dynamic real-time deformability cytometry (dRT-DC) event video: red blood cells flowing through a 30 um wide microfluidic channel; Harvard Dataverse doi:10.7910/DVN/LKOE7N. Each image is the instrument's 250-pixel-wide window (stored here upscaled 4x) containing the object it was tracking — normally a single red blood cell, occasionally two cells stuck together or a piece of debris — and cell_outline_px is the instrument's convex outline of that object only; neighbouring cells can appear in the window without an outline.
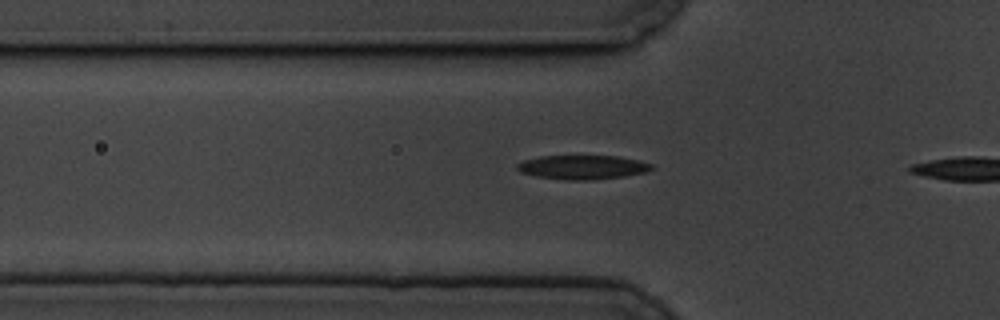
{"species": "common noctule bat (a hibernating species)", "species_latin": "Nyctalus noctula", "temperature_condition": "cold", "stored_images_in_passage": 12, "camera_frame_rate_fps": 3000, "um_per_image_px": 0.085, "animal": {"sex": "male", "body_mass_g": 19.5, "forearm_length_mm": 54.6}, "frame": {"image": 1, "passage_image": 9, "time_ms": 2.667, "image_size_px": [1000, 320], "cell_outline_px": [[656, 168], [648, 172], [624, 176], [592, 180], [568, 180], [536, 176], [520, 172], [516, 168], [516, 164], [524, 160], [540, 156], [616, 156], [640, 160], [652, 164]], "centroid_in_image_um": [49.56, 14.21], "position_along_channel_um": 76.2, "area_um2": 19.02}}